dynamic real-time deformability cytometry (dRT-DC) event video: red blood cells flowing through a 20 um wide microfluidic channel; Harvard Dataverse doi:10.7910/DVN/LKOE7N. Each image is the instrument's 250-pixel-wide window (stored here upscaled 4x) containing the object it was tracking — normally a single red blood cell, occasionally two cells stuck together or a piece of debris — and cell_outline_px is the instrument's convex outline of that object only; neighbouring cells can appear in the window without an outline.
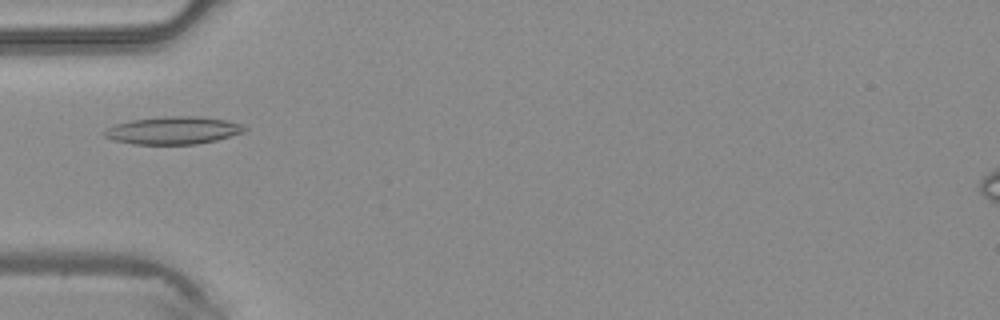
{"species": "common noctule bat (a hibernating species)", "species_latin": "Nyctalus noctula", "temperature_condition": "warm", "stored_images_in_passage": 46, "camera_frame_rate_fps": 3000, "um_per_image_px": 0.085, "animal": {"sex": "male", "body_mass_g": 20.4}, "frame": {"image": 1, "passage_image": 15, "time_ms": 4.667, "image_size_px": [1000, 320], "cell_outline_px": [[248, 128], [244, 132], [216, 140], [196, 144], [132, 144], [112, 140], [104, 136], [104, 132], [108, 128], [116, 124], [132, 120], [168, 116], [196, 116], [224, 120], [244, 124]], "centroid_in_image_um": [14.74, 11.09], "position_along_channel_um": 70.3, "area_um2": 22.43}}
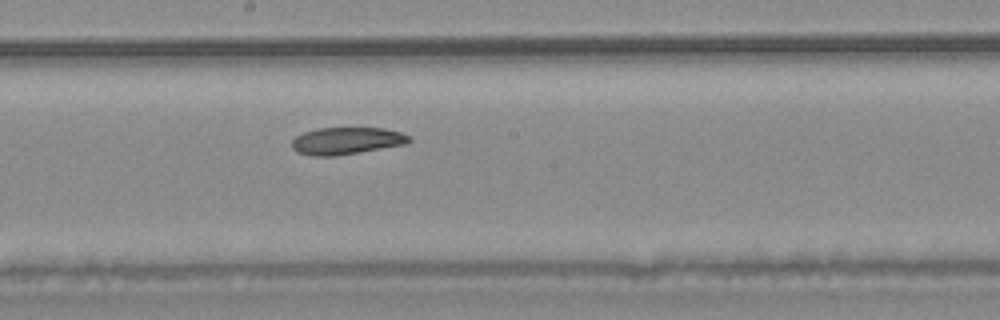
{"frame": {"image": 2, "passage_image": 25, "time_ms": 8.0, "image_size_px": [1000, 320], "cell_outline_px": [[412, 140], [404, 144], [336, 156], [308, 156], [296, 152], [292, 148], [292, 140], [296, 136], [304, 132], [316, 128], [384, 128], [400, 132], [412, 136]], "centroid_in_image_um": [29.42, 11.97], "position_along_channel_um": 218.8, "area_um2": 18.61}}
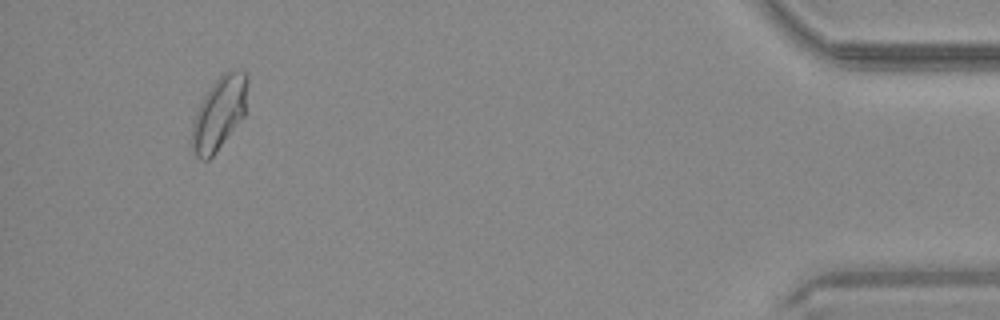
{"frame": {"image": 3, "passage_image": 43, "time_ms": 14.0, "image_size_px": [1000, 320], "cell_outline_px": [[248, 80], [244, 116], [212, 156], [208, 160], [200, 160], [196, 156], [192, 148], [192, 120], [204, 96], [212, 84], [224, 72], [248, 72]], "centroid_in_image_um": [18.62, 9.63], "position_along_channel_um": 416.6, "area_um2": 23.24}}